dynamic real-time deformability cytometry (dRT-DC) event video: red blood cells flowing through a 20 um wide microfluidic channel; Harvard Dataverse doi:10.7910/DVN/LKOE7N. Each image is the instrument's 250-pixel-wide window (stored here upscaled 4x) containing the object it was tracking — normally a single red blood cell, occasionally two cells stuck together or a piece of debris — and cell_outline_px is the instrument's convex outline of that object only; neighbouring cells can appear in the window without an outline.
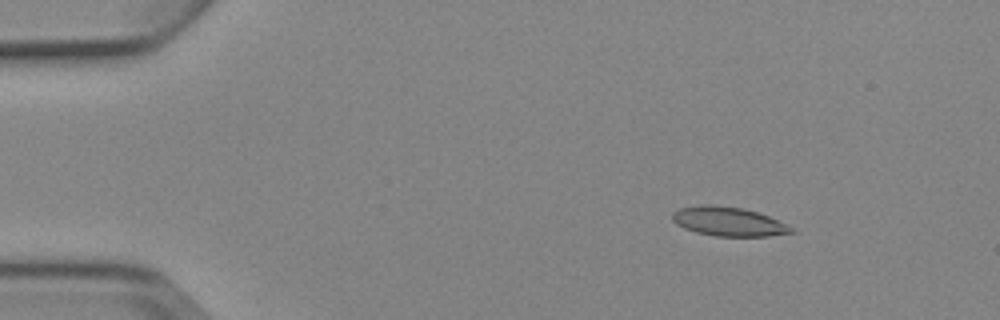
{"species": "Egyptian fruit bat (a non-hibernating species)", "species_latin": "Rousettus aegyptiacus", "temperature_condition": "cold", "stored_images_in_passage": 5, "camera_frame_rate_fps": 3000, "um_per_image_px": 0.085, "animal": {"sex": "female"}, "frame": {"image": 1, "passage_image": 3, "time_ms": 2.333, "image_size_px": [1000, 320], "cell_outline_px": [[796, 232], [768, 236], [716, 236], [696, 232], [684, 228], [676, 224], [672, 220], [672, 212], [680, 208], [700, 204], [712, 204], [744, 208], [768, 216], [792, 228]], "centroid_in_image_um": [61.86, 18.82], "position_along_channel_um": 23.1, "area_um2": 20.11}}